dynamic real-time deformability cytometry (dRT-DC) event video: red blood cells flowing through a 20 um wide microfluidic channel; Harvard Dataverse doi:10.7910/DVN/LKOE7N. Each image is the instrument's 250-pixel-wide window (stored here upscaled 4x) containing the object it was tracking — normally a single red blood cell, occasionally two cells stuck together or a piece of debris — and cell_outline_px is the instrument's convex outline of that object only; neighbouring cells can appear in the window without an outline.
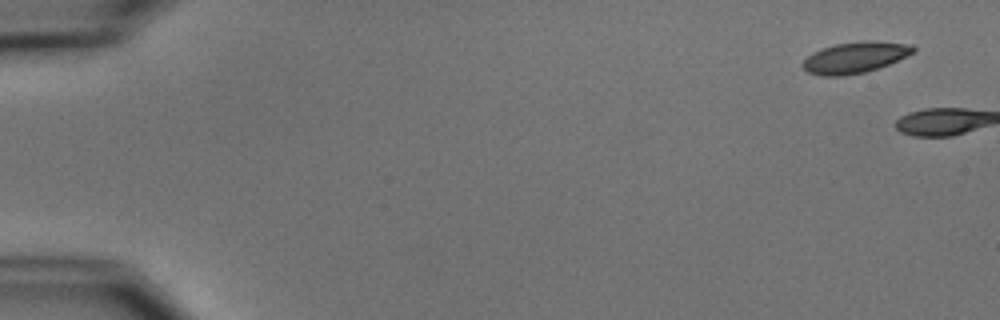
{"species": "common noctule bat (a hibernating species)", "species_latin": "Nyctalus noctula", "temperature_condition": "cold", "stored_images_in_passage": 5, "camera_frame_rate_fps": 3000, "um_per_image_px": 0.085, "animal": {"sex": "male", "body_mass_g": 15.6}, "frame": {"image": 1, "passage_image": 1, "time_ms": 0.0, "image_size_px": [1000, 320], "cell_outline_px": [[916, 52], [888, 64], [864, 72], [840, 76], [824, 76], [808, 72], [800, 64], [812, 52], [836, 44], [864, 40], [872, 40], [912, 44], [916, 48]], "centroid_in_image_um": [72.7, 4.87], "position_along_channel_um": 12.3, "area_um2": 20.0}}
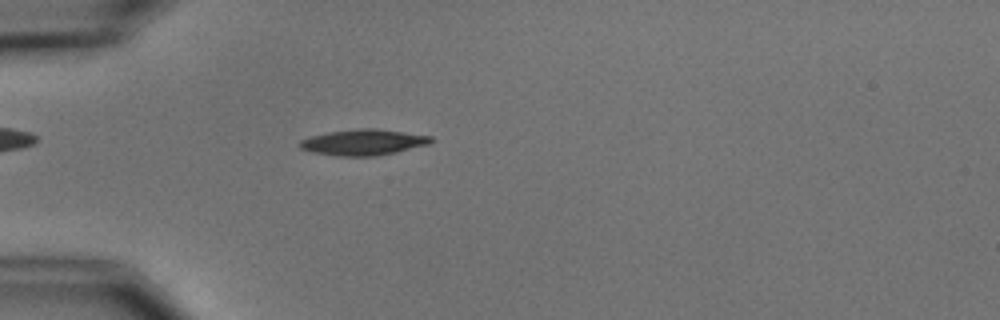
{"frame": {"image": 2, "passage_image": 5, "time_ms": 5.667, "image_size_px": [1000, 320], "cell_outline_px": [[432, 140], [428, 144], [396, 152], [376, 156], [340, 156], [312, 152], [300, 148], [300, 140], [312, 136], [328, 132], [356, 128], [376, 128], [432, 136]], "centroid_in_image_um": [30.88, 12.09], "position_along_channel_um": 54.1, "area_um2": 19.65}}